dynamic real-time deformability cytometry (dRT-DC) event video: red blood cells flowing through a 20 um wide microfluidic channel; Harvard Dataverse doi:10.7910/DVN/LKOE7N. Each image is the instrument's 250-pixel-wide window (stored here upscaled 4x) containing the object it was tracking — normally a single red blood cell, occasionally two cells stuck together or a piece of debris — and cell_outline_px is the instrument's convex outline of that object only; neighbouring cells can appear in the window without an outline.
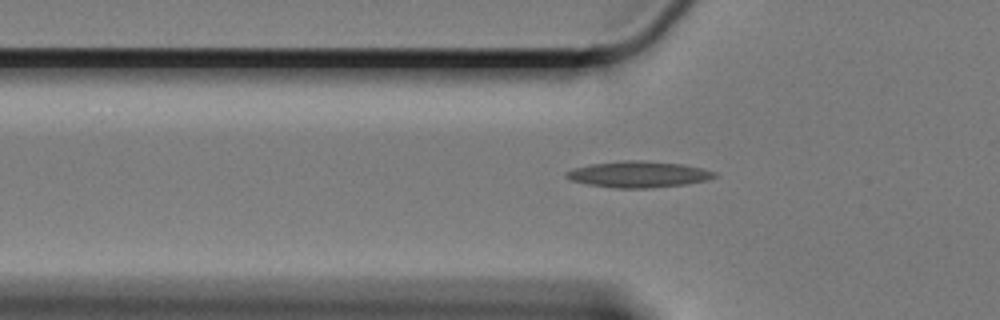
{"species": "Egyptian fruit bat (a non-hibernating species)", "species_latin": "Rousettus aegyptiacus", "temperature_condition": "cold", "stored_images_in_passage": 45, "camera_frame_rate_fps": 3000, "um_per_image_px": 0.085, "animal": {"sex": "female"}, "frame": {"image": 1, "passage_image": 11, "time_ms": 3.333, "image_size_px": [1000, 320], "cell_outline_px": [[716, 176], [708, 180], [684, 184], [648, 188], [616, 188], [588, 184], [572, 180], [564, 176], [564, 172], [588, 164], [624, 160], [640, 160], [680, 164], [700, 168], [716, 172]], "centroid_in_image_um": [54.24, 14.81], "position_along_channel_um": 71.6, "area_um2": 22.43}}
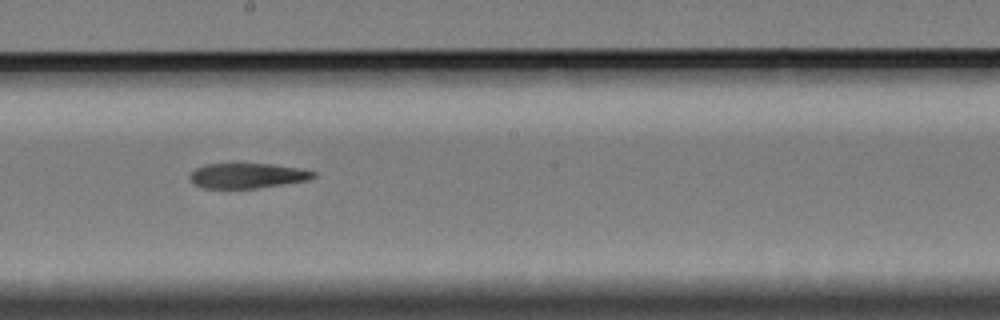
{"frame": {"image": 2, "passage_image": 25, "time_ms": 8.0, "image_size_px": [1000, 320], "cell_outline_px": [[316, 176], [308, 180], [256, 188], [204, 188], [192, 184], [188, 176], [196, 168], [204, 164], [232, 160], [240, 160], [272, 164], [300, 168], [316, 172]], "centroid_in_image_um": [20.95, 14.87], "position_along_channel_um": 227.3, "area_um2": 19.13}}
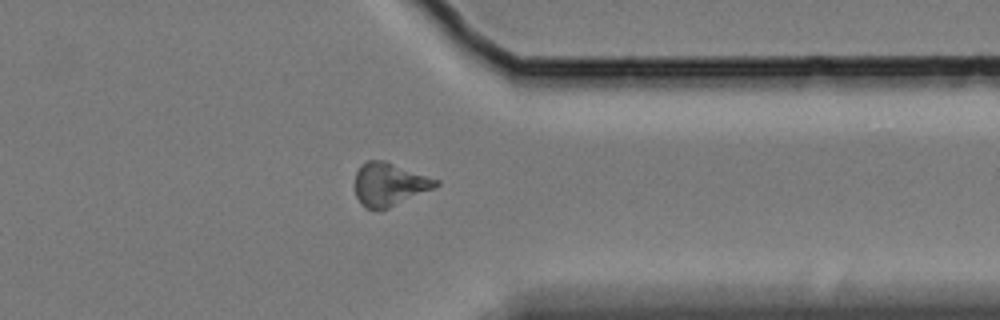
{"frame": {"image": 3, "passage_image": 39, "time_ms": 12.667, "image_size_px": [1000, 320], "cell_outline_px": [[440, 184], [432, 188], [388, 208], [376, 212], [364, 208], [360, 204], [356, 196], [352, 184], [356, 172], [360, 164], [368, 160], [384, 160], [440, 180]], "centroid_in_image_um": [33.0, 15.68], "position_along_channel_um": 378.4, "area_um2": 20.69}}